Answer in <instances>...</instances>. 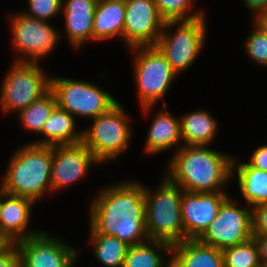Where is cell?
Here are the masks:
<instances>
[{"label":"cell","instance_id":"1","mask_svg":"<svg viewBox=\"0 0 267 267\" xmlns=\"http://www.w3.org/2000/svg\"><path fill=\"white\" fill-rule=\"evenodd\" d=\"M145 190L142 182L130 179L102 188L88 208L89 233L115 236L129 246L148 241Z\"/></svg>","mask_w":267,"mask_h":267},{"label":"cell","instance_id":"2","mask_svg":"<svg viewBox=\"0 0 267 267\" xmlns=\"http://www.w3.org/2000/svg\"><path fill=\"white\" fill-rule=\"evenodd\" d=\"M169 160L163 174L188 192H226L233 179V156L210 146L182 145Z\"/></svg>","mask_w":267,"mask_h":267},{"label":"cell","instance_id":"3","mask_svg":"<svg viewBox=\"0 0 267 267\" xmlns=\"http://www.w3.org/2000/svg\"><path fill=\"white\" fill-rule=\"evenodd\" d=\"M18 148L8 161L0 188L6 193L40 202L46 194L51 196L53 146L29 142Z\"/></svg>","mask_w":267,"mask_h":267},{"label":"cell","instance_id":"4","mask_svg":"<svg viewBox=\"0 0 267 267\" xmlns=\"http://www.w3.org/2000/svg\"><path fill=\"white\" fill-rule=\"evenodd\" d=\"M183 193L184 190L165 174L153 192L146 186V231L150 240H160L171 245L185 241L181 215Z\"/></svg>","mask_w":267,"mask_h":267},{"label":"cell","instance_id":"5","mask_svg":"<svg viewBox=\"0 0 267 267\" xmlns=\"http://www.w3.org/2000/svg\"><path fill=\"white\" fill-rule=\"evenodd\" d=\"M129 51H132L134 56L132 71L137 100L142 113L148 117L150 112L154 111L157 102L162 101L167 95L178 74L156 45L134 47Z\"/></svg>","mask_w":267,"mask_h":267},{"label":"cell","instance_id":"6","mask_svg":"<svg viewBox=\"0 0 267 267\" xmlns=\"http://www.w3.org/2000/svg\"><path fill=\"white\" fill-rule=\"evenodd\" d=\"M123 106L118 101L83 129L82 143L101 164L114 161L130 147L134 136L129 124L132 118Z\"/></svg>","mask_w":267,"mask_h":267},{"label":"cell","instance_id":"7","mask_svg":"<svg viewBox=\"0 0 267 267\" xmlns=\"http://www.w3.org/2000/svg\"><path fill=\"white\" fill-rule=\"evenodd\" d=\"M206 17L204 15L192 20L165 21L156 46L178 75L190 69L204 49L208 34Z\"/></svg>","mask_w":267,"mask_h":267},{"label":"cell","instance_id":"8","mask_svg":"<svg viewBox=\"0 0 267 267\" xmlns=\"http://www.w3.org/2000/svg\"><path fill=\"white\" fill-rule=\"evenodd\" d=\"M8 17L11 45L17 54L13 61L40 63L39 60L47 58L63 38L58 26L48 21L29 17L21 11Z\"/></svg>","mask_w":267,"mask_h":267},{"label":"cell","instance_id":"9","mask_svg":"<svg viewBox=\"0 0 267 267\" xmlns=\"http://www.w3.org/2000/svg\"><path fill=\"white\" fill-rule=\"evenodd\" d=\"M50 89L55 93L57 106L76 119L92 120L118 102L104 87L85 80L52 75Z\"/></svg>","mask_w":267,"mask_h":267},{"label":"cell","instance_id":"10","mask_svg":"<svg viewBox=\"0 0 267 267\" xmlns=\"http://www.w3.org/2000/svg\"><path fill=\"white\" fill-rule=\"evenodd\" d=\"M39 64L12 62L1 83L0 110L3 114L14 111L18 114L50 89L51 75Z\"/></svg>","mask_w":267,"mask_h":267},{"label":"cell","instance_id":"11","mask_svg":"<svg viewBox=\"0 0 267 267\" xmlns=\"http://www.w3.org/2000/svg\"><path fill=\"white\" fill-rule=\"evenodd\" d=\"M239 202L228 196L216 218L198 240L220 250L250 240L253 237L252 208L248 205L242 207Z\"/></svg>","mask_w":267,"mask_h":267},{"label":"cell","instance_id":"12","mask_svg":"<svg viewBox=\"0 0 267 267\" xmlns=\"http://www.w3.org/2000/svg\"><path fill=\"white\" fill-rule=\"evenodd\" d=\"M19 267H75L79 253L76 246L45 231L17 242Z\"/></svg>","mask_w":267,"mask_h":267},{"label":"cell","instance_id":"13","mask_svg":"<svg viewBox=\"0 0 267 267\" xmlns=\"http://www.w3.org/2000/svg\"><path fill=\"white\" fill-rule=\"evenodd\" d=\"M165 20L160 16L153 0H125L123 43L131 49L155 46Z\"/></svg>","mask_w":267,"mask_h":267},{"label":"cell","instance_id":"14","mask_svg":"<svg viewBox=\"0 0 267 267\" xmlns=\"http://www.w3.org/2000/svg\"><path fill=\"white\" fill-rule=\"evenodd\" d=\"M100 164L82 142L53 146L51 194L60 192L86 178L91 167Z\"/></svg>","mask_w":267,"mask_h":267},{"label":"cell","instance_id":"15","mask_svg":"<svg viewBox=\"0 0 267 267\" xmlns=\"http://www.w3.org/2000/svg\"><path fill=\"white\" fill-rule=\"evenodd\" d=\"M226 192L193 193L184 190L181 200L182 223L186 239H198L218 215Z\"/></svg>","mask_w":267,"mask_h":267},{"label":"cell","instance_id":"16","mask_svg":"<svg viewBox=\"0 0 267 267\" xmlns=\"http://www.w3.org/2000/svg\"><path fill=\"white\" fill-rule=\"evenodd\" d=\"M35 204L28 198L9 194L2 190L0 229L15 243L42 231L30 228L32 210Z\"/></svg>","mask_w":267,"mask_h":267},{"label":"cell","instance_id":"17","mask_svg":"<svg viewBox=\"0 0 267 267\" xmlns=\"http://www.w3.org/2000/svg\"><path fill=\"white\" fill-rule=\"evenodd\" d=\"M98 0H62V13L65 20V36L73 48L93 42V17Z\"/></svg>","mask_w":267,"mask_h":267},{"label":"cell","instance_id":"18","mask_svg":"<svg viewBox=\"0 0 267 267\" xmlns=\"http://www.w3.org/2000/svg\"><path fill=\"white\" fill-rule=\"evenodd\" d=\"M162 104L163 109L154 113L146 134L144 152L150 155H159L173 148V152H176L183 145L180 117H175L166 109L168 106L165 101Z\"/></svg>","mask_w":267,"mask_h":267},{"label":"cell","instance_id":"19","mask_svg":"<svg viewBox=\"0 0 267 267\" xmlns=\"http://www.w3.org/2000/svg\"><path fill=\"white\" fill-rule=\"evenodd\" d=\"M76 121L72 114L56 106L43 124L42 132L38 135L42 138L31 141V143L46 146L81 143L83 130L76 129L78 128Z\"/></svg>","mask_w":267,"mask_h":267},{"label":"cell","instance_id":"20","mask_svg":"<svg viewBox=\"0 0 267 267\" xmlns=\"http://www.w3.org/2000/svg\"><path fill=\"white\" fill-rule=\"evenodd\" d=\"M125 0H98L93 17V42L123 40Z\"/></svg>","mask_w":267,"mask_h":267},{"label":"cell","instance_id":"21","mask_svg":"<svg viewBox=\"0 0 267 267\" xmlns=\"http://www.w3.org/2000/svg\"><path fill=\"white\" fill-rule=\"evenodd\" d=\"M223 264L222 250L198 239L172 245L171 267H222Z\"/></svg>","mask_w":267,"mask_h":267},{"label":"cell","instance_id":"22","mask_svg":"<svg viewBox=\"0 0 267 267\" xmlns=\"http://www.w3.org/2000/svg\"><path fill=\"white\" fill-rule=\"evenodd\" d=\"M235 177L246 205L254 208L267 204V171L253 168L234 156L232 178Z\"/></svg>","mask_w":267,"mask_h":267},{"label":"cell","instance_id":"23","mask_svg":"<svg viewBox=\"0 0 267 267\" xmlns=\"http://www.w3.org/2000/svg\"><path fill=\"white\" fill-rule=\"evenodd\" d=\"M183 145L209 146L217 138L219 123L207 109H199L180 116Z\"/></svg>","mask_w":267,"mask_h":267},{"label":"cell","instance_id":"24","mask_svg":"<svg viewBox=\"0 0 267 267\" xmlns=\"http://www.w3.org/2000/svg\"><path fill=\"white\" fill-rule=\"evenodd\" d=\"M171 251V244L149 239L128 247L123 267H171Z\"/></svg>","mask_w":267,"mask_h":267},{"label":"cell","instance_id":"25","mask_svg":"<svg viewBox=\"0 0 267 267\" xmlns=\"http://www.w3.org/2000/svg\"><path fill=\"white\" fill-rule=\"evenodd\" d=\"M89 242L94 249L93 257L104 267H123L126 251L129 247L115 236L89 233Z\"/></svg>","mask_w":267,"mask_h":267},{"label":"cell","instance_id":"26","mask_svg":"<svg viewBox=\"0 0 267 267\" xmlns=\"http://www.w3.org/2000/svg\"><path fill=\"white\" fill-rule=\"evenodd\" d=\"M56 106L55 93L49 89L39 99L31 102L17 114L18 123L26 132H33L38 136L42 132L43 124Z\"/></svg>","mask_w":267,"mask_h":267},{"label":"cell","instance_id":"27","mask_svg":"<svg viewBox=\"0 0 267 267\" xmlns=\"http://www.w3.org/2000/svg\"><path fill=\"white\" fill-rule=\"evenodd\" d=\"M223 263L228 267H262L255 239L222 250Z\"/></svg>","mask_w":267,"mask_h":267},{"label":"cell","instance_id":"28","mask_svg":"<svg viewBox=\"0 0 267 267\" xmlns=\"http://www.w3.org/2000/svg\"><path fill=\"white\" fill-rule=\"evenodd\" d=\"M160 16L165 21L192 20L206 15L204 9L195 7L194 0H153ZM194 2V3H193Z\"/></svg>","mask_w":267,"mask_h":267},{"label":"cell","instance_id":"29","mask_svg":"<svg viewBox=\"0 0 267 267\" xmlns=\"http://www.w3.org/2000/svg\"><path fill=\"white\" fill-rule=\"evenodd\" d=\"M247 38L244 40L243 49L252 62L259 66L267 67V35L254 23Z\"/></svg>","mask_w":267,"mask_h":267},{"label":"cell","instance_id":"30","mask_svg":"<svg viewBox=\"0 0 267 267\" xmlns=\"http://www.w3.org/2000/svg\"><path fill=\"white\" fill-rule=\"evenodd\" d=\"M27 10L21 12L39 20L49 21L62 13V0H27Z\"/></svg>","mask_w":267,"mask_h":267},{"label":"cell","instance_id":"31","mask_svg":"<svg viewBox=\"0 0 267 267\" xmlns=\"http://www.w3.org/2000/svg\"><path fill=\"white\" fill-rule=\"evenodd\" d=\"M252 234L267 235V204L252 208Z\"/></svg>","mask_w":267,"mask_h":267},{"label":"cell","instance_id":"32","mask_svg":"<svg viewBox=\"0 0 267 267\" xmlns=\"http://www.w3.org/2000/svg\"><path fill=\"white\" fill-rule=\"evenodd\" d=\"M248 164L263 171H267V144L258 146L251 152Z\"/></svg>","mask_w":267,"mask_h":267},{"label":"cell","instance_id":"33","mask_svg":"<svg viewBox=\"0 0 267 267\" xmlns=\"http://www.w3.org/2000/svg\"><path fill=\"white\" fill-rule=\"evenodd\" d=\"M0 267H19V249L14 243L7 251L0 254Z\"/></svg>","mask_w":267,"mask_h":267},{"label":"cell","instance_id":"34","mask_svg":"<svg viewBox=\"0 0 267 267\" xmlns=\"http://www.w3.org/2000/svg\"><path fill=\"white\" fill-rule=\"evenodd\" d=\"M258 248L260 263L262 267H267V235H253Z\"/></svg>","mask_w":267,"mask_h":267},{"label":"cell","instance_id":"35","mask_svg":"<svg viewBox=\"0 0 267 267\" xmlns=\"http://www.w3.org/2000/svg\"><path fill=\"white\" fill-rule=\"evenodd\" d=\"M244 5L247 7L252 16L260 12L261 10L267 9V0H242Z\"/></svg>","mask_w":267,"mask_h":267},{"label":"cell","instance_id":"36","mask_svg":"<svg viewBox=\"0 0 267 267\" xmlns=\"http://www.w3.org/2000/svg\"><path fill=\"white\" fill-rule=\"evenodd\" d=\"M253 22L258 28H260L267 35V9L261 10L252 17Z\"/></svg>","mask_w":267,"mask_h":267},{"label":"cell","instance_id":"37","mask_svg":"<svg viewBox=\"0 0 267 267\" xmlns=\"http://www.w3.org/2000/svg\"><path fill=\"white\" fill-rule=\"evenodd\" d=\"M15 242L0 229V254L7 251Z\"/></svg>","mask_w":267,"mask_h":267},{"label":"cell","instance_id":"38","mask_svg":"<svg viewBox=\"0 0 267 267\" xmlns=\"http://www.w3.org/2000/svg\"><path fill=\"white\" fill-rule=\"evenodd\" d=\"M1 209H2V189L0 188V217H1Z\"/></svg>","mask_w":267,"mask_h":267}]
</instances>
